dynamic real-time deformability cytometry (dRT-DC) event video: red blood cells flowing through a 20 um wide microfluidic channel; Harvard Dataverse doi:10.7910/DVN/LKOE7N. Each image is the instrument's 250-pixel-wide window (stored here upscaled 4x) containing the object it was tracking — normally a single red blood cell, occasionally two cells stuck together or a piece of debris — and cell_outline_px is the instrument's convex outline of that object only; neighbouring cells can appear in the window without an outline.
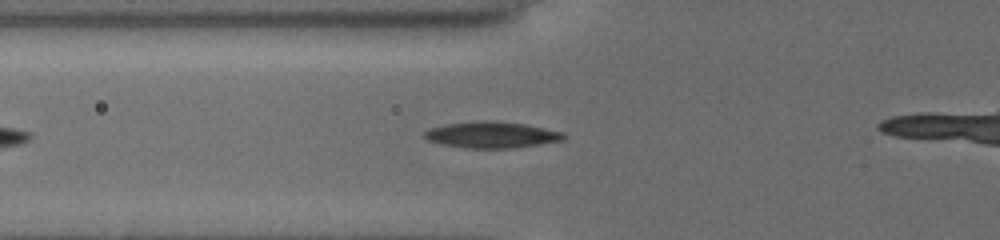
{"species": "common noctule bat (a hibernating species)", "species_latin": "Nyctalus noctula", "temperature_condition": "cold", "stored_images_in_passage": 20, "camera_frame_rate_fps": 3000, "um_per_image_px": 0.085, "animal": {"sex": "female", "body_mass_g": 19.5, "forearm_length_mm": 54.1}, "frame": {"image": 1, "passage_image": 3, "time_ms": 0.667, "image_size_px": [1000, 240], "cell_outline_px": [[564, 140], [540, 144], [512, 148], [464, 148], [440, 144], [428, 140], [424, 136], [424, 132], [432, 128], [448, 124], [480, 120], [484, 120], [524, 124], [564, 132]], "centroid_in_image_um": [41.79, 11.47], "position_along_channel_um": 84.0, "area_um2": 21.1}}
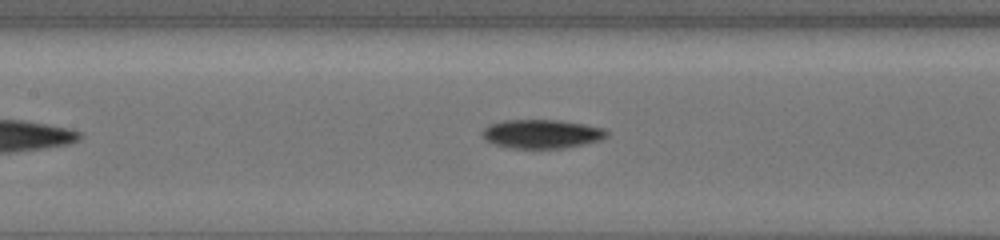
{"frame": {"image": 2, "passage_image": 10, "time_ms": 2.667, "image_size_px": [1000, 240], "cell_outline_px": [[608, 136], [600, 140], [584, 144], [564, 148], [512, 148], [492, 144], [484, 140], [480, 136], [480, 132], [488, 124], [504, 120], [560, 120], [584, 124], [604, 128], [608, 132]], "centroid_in_image_um": [45.99, 11.38], "position_along_channel_um": 161.4, "area_um2": 21.21}}
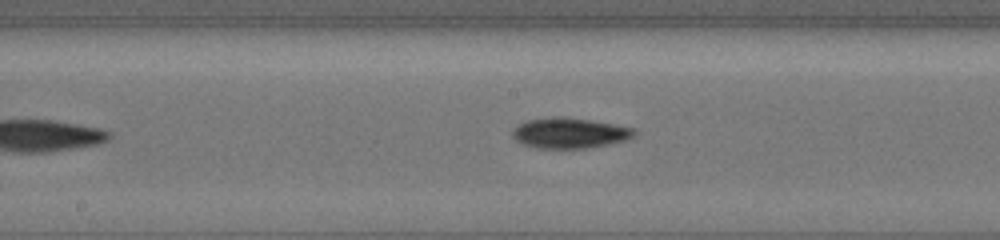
{"frame": {"image": 3, "passage_image": 14, "time_ms": 3.667, "image_size_px": [1000, 240], "cell_outline_px": [[636, 132], [632, 136], [624, 140], [608, 144], [588, 148], [536, 148], [524, 144], [516, 140], [512, 136], [512, 132], [524, 120], [552, 116], [564, 116], [612, 124], [632, 128]], "centroid_in_image_um": [48.36, 11.3], "position_along_channel_um": 199.8, "area_um2": 21.39}}